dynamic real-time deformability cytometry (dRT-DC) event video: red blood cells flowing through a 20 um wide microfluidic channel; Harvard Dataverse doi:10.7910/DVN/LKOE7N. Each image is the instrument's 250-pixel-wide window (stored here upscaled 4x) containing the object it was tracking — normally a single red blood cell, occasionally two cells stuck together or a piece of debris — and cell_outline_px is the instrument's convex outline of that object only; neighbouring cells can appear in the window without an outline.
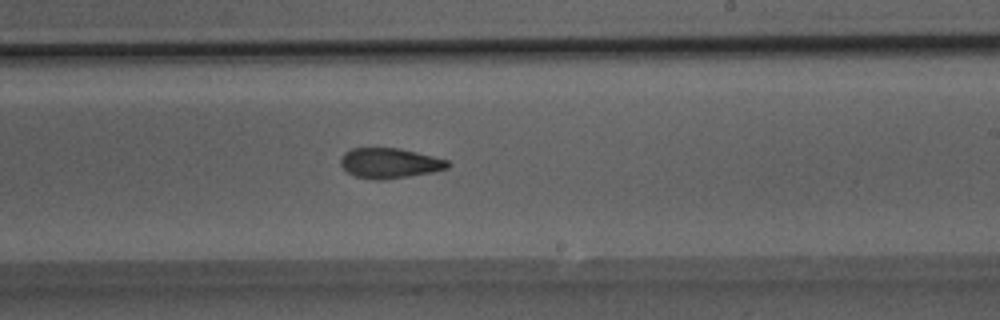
{"species": "Egyptian fruit bat (a non-hibernating species)", "species_latin": "Rousettus aegyptiacus", "temperature_condition": "room temperature", "stored_images_in_passage": 40, "segment_of_instrument_passage": [1, 2], "camera_frame_rate_fps": 3000, "um_per_image_px": 0.085, "animal": {"sex": "male"}, "frame": {"image": 1, "passage_image": 23, "time_ms": 7.333, "image_size_px": [1000, 320], "cell_outline_px": [[452, 164], [448, 168], [432, 172], [408, 176], [380, 180], [376, 180], [356, 176], [348, 172], [340, 164], [340, 160], [344, 152], [352, 148], [400, 148], [448, 160]], "centroid_in_image_um": [33.12, 13.86], "position_along_channel_um": 255.9, "area_um2": 18.73}}
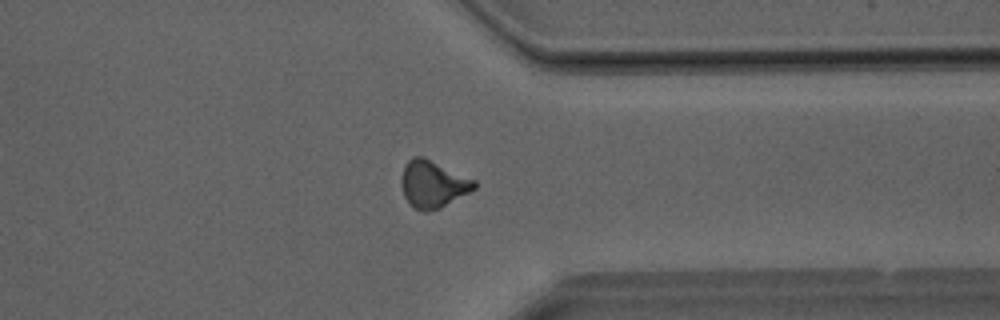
{"frame": {"image": 2, "passage_image": 30, "time_ms": 9.667, "image_size_px": [1000, 320], "cell_outline_px": [[476, 188], [440, 208], [428, 212], [424, 212], [412, 208], [404, 196], [400, 184], [400, 180], [404, 164], [412, 156], [424, 156], [476, 180]], "centroid_in_image_um": [36.76, 15.64], "position_along_channel_um": 374.6, "area_um2": 20.35}}
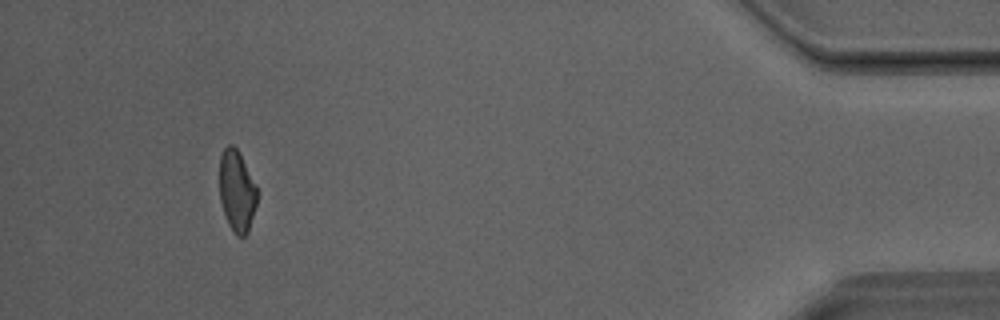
{"frame": {"image": 3, "passage_image": 36, "time_ms": 11.667, "image_size_px": [1000, 320], "cell_outline_px": [[256, 204], [248, 232], [244, 236], [236, 236], [232, 232], [228, 224], [220, 200], [220, 156], [224, 148], [228, 144], [232, 144], [236, 148], [256, 184]], "centroid_in_image_um": [20.12, 16.25], "position_along_channel_um": 415.1, "area_um2": 17.63}}